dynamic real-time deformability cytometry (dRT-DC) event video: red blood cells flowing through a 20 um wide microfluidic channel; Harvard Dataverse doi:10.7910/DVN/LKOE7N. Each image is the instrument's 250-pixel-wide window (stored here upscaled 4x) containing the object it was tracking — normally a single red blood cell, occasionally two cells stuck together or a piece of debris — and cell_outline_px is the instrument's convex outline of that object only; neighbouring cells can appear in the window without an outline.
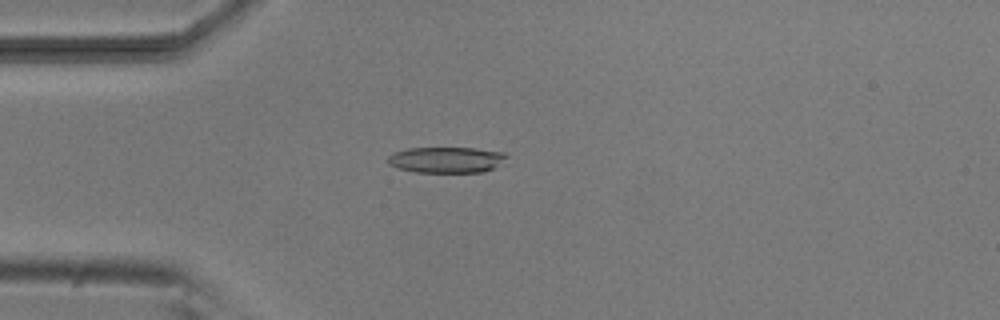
{"species": "common noctule bat (a hibernating species)", "species_latin": "Nyctalus noctula", "temperature_condition": "room temperature", "stored_images_in_passage": 5, "camera_frame_rate_fps": 3000, "um_per_image_px": 0.085, "animal": {"sex": "male", "body_mass_g": 20.5, "forearm_length_mm": 52.5}, "frame": {"image": 1, "passage_image": 4, "time_ms": 3.333, "image_size_px": [1000, 320], "cell_outline_px": [[508, 156], [492, 168], [484, 172], [416, 172], [396, 168], [388, 164], [388, 156], [392, 152], [408, 148], [476, 148], [504, 152]], "centroid_in_image_um": [37.88, 13.58], "position_along_channel_um": 47.1, "area_um2": 17.92}}